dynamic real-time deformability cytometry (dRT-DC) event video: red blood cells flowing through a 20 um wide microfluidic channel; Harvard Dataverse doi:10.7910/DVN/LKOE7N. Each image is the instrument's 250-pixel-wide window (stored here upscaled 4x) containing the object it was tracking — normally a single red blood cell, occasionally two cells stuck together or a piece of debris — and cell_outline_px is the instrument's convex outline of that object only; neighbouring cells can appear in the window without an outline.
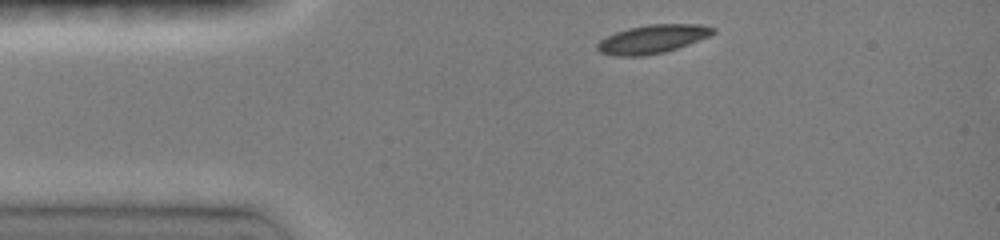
{"species": "common noctule bat (a hibernating species)", "species_latin": "Nyctalus noctula", "temperature_condition": "room temperature", "stored_images_in_passage": 5, "camera_frame_rate_fps": 3000, "um_per_image_px": 0.085, "animal": {"sex": "female", "body_mass_g": 19.0, "forearm_length_mm": 51.5}, "frame": {"image": 1, "passage_image": 1, "time_ms": 0.0, "image_size_px": [1000, 240], "cell_outline_px": [[716, 32], [708, 36], [688, 44], [664, 52], [644, 56], [616, 56], [600, 52], [596, 48], [596, 44], [600, 40], [616, 32], [628, 28], [648, 24], [700, 24], [716, 28]], "centroid_in_image_um": [55.45, 3.32], "position_along_channel_um": 29.6, "area_um2": 19.13}}